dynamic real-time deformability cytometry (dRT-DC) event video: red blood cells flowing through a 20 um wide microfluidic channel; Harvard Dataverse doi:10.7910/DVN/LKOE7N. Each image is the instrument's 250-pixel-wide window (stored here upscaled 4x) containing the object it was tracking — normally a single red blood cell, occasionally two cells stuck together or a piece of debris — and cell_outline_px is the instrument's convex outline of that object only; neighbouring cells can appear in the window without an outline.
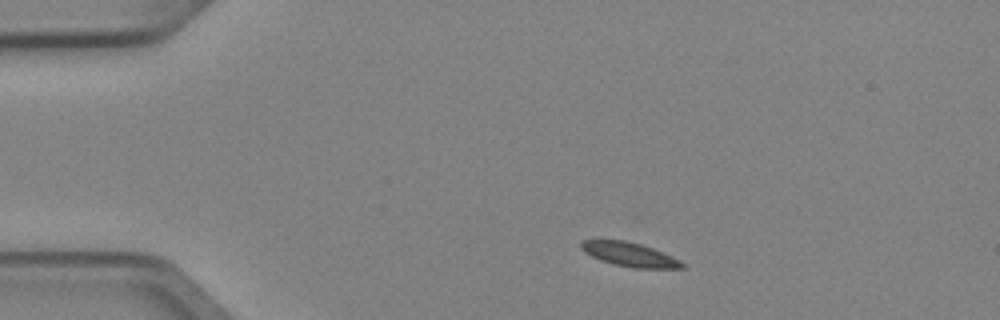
{"species": "Egyptian fruit bat (a non-hibernating species)", "species_latin": "Rousettus aegyptiacus", "temperature_condition": "cold", "stored_images_in_passage": 3, "camera_frame_rate_fps": 3000, "um_per_image_px": 0.085, "animal": {"sex": "female"}, "frame": {"image": 1, "passage_image": 1, "time_ms": 0.0, "image_size_px": [1000, 320], "cell_outline_px": [[684, 268], [636, 268], [612, 264], [600, 260], [584, 252], [580, 248], [580, 240], [624, 240], [640, 244], [652, 248], [672, 256], [680, 260], [684, 264]], "centroid_in_image_um": [53.48, 21.62], "position_along_channel_um": 31.5, "area_um2": 14.1}}
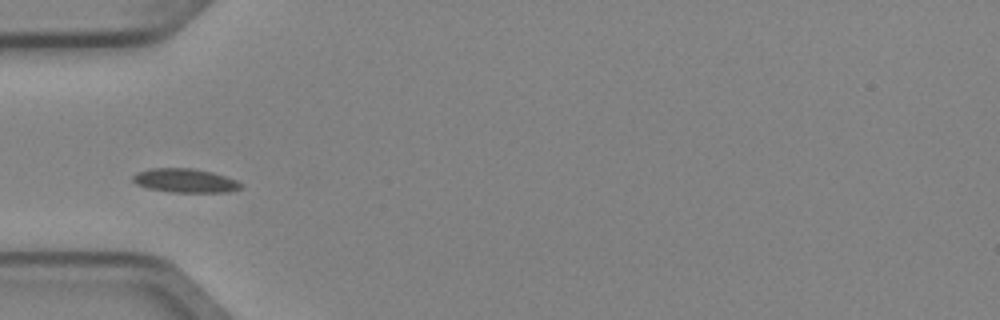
{"frame": {"image": 2, "passage_image": 3, "time_ms": 0.667, "image_size_px": [1000, 320], "cell_outline_px": [[244, 188], [228, 192], [172, 192], [148, 188], [136, 184], [132, 180], [132, 176], [136, 172], [148, 168], [196, 168], [212, 172], [236, 180], [244, 184]], "centroid_in_image_um": [15.74, 15.34], "position_along_channel_um": 69.3, "area_um2": 15.26}}